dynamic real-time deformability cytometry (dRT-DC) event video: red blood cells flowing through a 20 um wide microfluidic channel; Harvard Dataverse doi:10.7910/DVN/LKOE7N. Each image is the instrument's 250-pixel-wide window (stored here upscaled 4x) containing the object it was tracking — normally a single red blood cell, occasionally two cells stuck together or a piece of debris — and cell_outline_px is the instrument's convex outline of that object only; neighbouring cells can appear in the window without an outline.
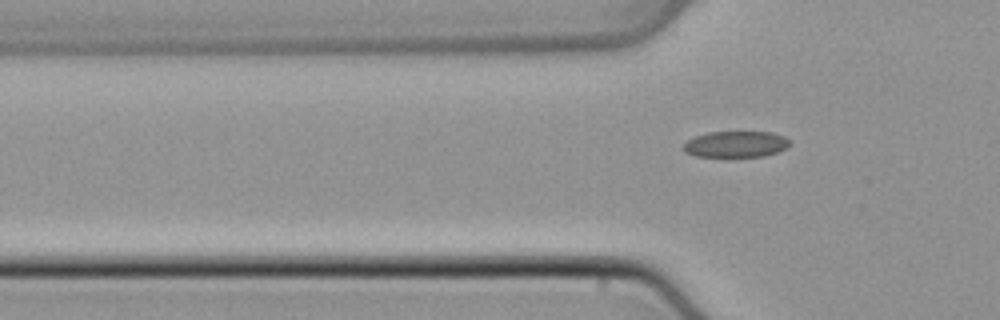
{"species": "common noctule bat (a hibernating species)", "species_latin": "Nyctalus noctula", "temperature_condition": "cold", "stored_images_in_passage": 2, "camera_frame_rate_fps": 3000, "um_per_image_px": 0.085, "animal": {"sex": "male", "body_mass_g": 21.5, "forearm_length_mm": 52.0}, "frame": {"image": 1, "passage_image": 2, "time_ms": 0.333, "image_size_px": [1000, 320], "cell_outline_px": [[788, 144], [784, 148], [776, 152], [764, 156], [724, 160], [696, 156], [684, 152], [684, 144], [688, 140], [696, 136], [708, 132], [772, 132], [784, 136], [788, 140]], "centroid_in_image_um": [62.48, 12.31], "position_along_channel_um": 63.3, "area_um2": 16.88}}